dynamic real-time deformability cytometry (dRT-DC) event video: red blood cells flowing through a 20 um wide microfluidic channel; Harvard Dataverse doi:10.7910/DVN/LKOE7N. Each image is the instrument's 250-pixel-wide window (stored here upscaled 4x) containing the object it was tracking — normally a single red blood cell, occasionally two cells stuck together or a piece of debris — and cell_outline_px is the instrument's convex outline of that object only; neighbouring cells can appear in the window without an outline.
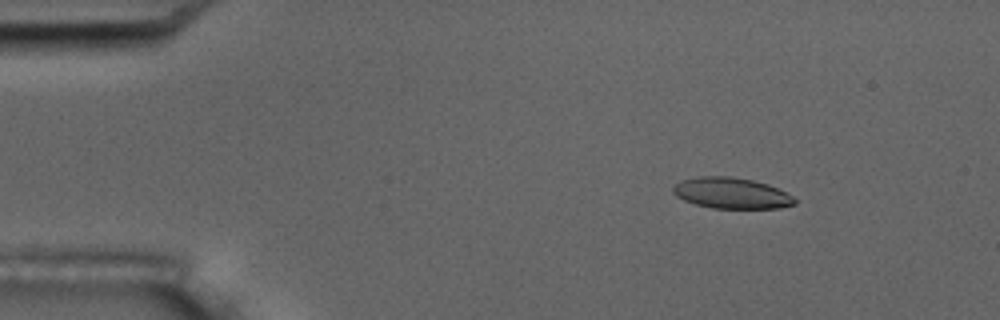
{"species": "common noctule bat (a hibernating species)", "species_latin": "Nyctalus noctula", "temperature_condition": "room temperature", "stored_images_in_passage": 6, "camera_frame_rate_fps": 3000, "um_per_image_px": 0.085, "animal": {"sex": "male", "body_mass_g": 17.5, "forearm_length_mm": 52.3}, "frame": {"image": 1, "passage_image": 3, "time_ms": 2.333, "image_size_px": [1000, 320], "cell_outline_px": [[796, 204], [780, 208], [712, 208], [696, 204], [684, 200], [676, 196], [672, 192], [672, 188], [680, 180], [696, 176], [732, 176], [752, 180], [768, 184], [792, 196], [796, 200]], "centroid_in_image_um": [62.14, 16.41], "position_along_channel_um": 22.9, "area_um2": 21.96}}